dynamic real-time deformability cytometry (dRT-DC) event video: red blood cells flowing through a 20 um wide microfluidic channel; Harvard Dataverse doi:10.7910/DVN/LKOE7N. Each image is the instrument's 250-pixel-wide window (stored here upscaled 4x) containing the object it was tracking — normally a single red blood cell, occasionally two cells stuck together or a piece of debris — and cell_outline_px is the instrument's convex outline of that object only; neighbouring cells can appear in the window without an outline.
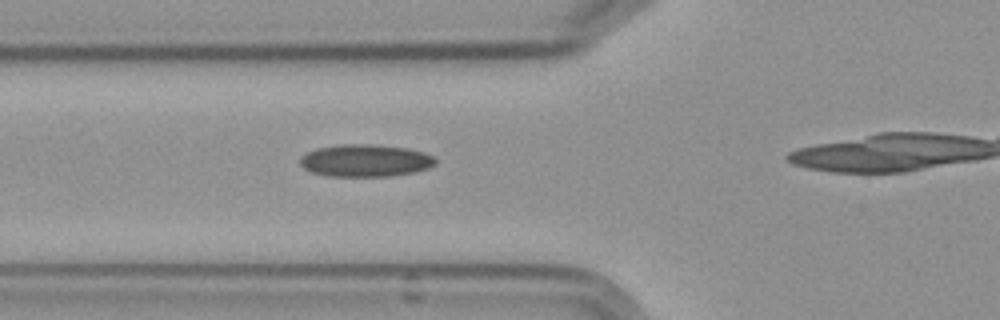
{"species": "Egyptian fruit bat (a non-hibernating species)", "species_latin": "Rousettus aegyptiacus", "temperature_condition": "cold", "stored_images_in_passage": 3, "camera_frame_rate_fps": 3000, "um_per_image_px": 0.085, "frame": {"image": 1, "passage_image": 2, "time_ms": 1.0, "image_size_px": [1000, 320], "cell_outline_px": [[436, 164], [428, 168], [416, 172], [392, 176], [328, 176], [312, 172], [304, 168], [300, 164], [300, 156], [316, 148], [340, 144], [372, 144], [408, 148], [424, 152], [436, 156]], "centroid_in_image_um": [31.09, 13.64], "position_along_channel_um": 94.7, "area_um2": 25.78}}